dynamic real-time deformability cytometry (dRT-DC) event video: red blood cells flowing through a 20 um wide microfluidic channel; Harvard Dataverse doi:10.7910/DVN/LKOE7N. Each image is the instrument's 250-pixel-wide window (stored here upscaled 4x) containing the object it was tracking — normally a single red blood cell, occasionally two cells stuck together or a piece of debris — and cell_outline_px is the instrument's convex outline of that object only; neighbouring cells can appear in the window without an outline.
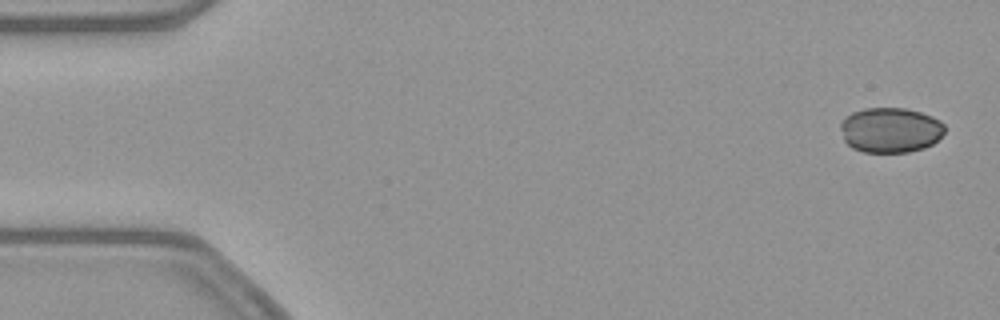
{"species": "common noctule bat (a hibernating species)", "species_latin": "Nyctalus noctula", "temperature_condition": "warm", "stored_images_in_passage": 53, "camera_frame_rate_fps": 3000, "um_per_image_px": 0.085, "animal": {"sex": "female", "body_mass_g": 21.9}, "frame": {"image": 1, "passage_image": 2, "time_ms": 0.333, "image_size_px": [1000, 320], "cell_outline_px": [[944, 132], [932, 144], [924, 148], [908, 152], [864, 152], [852, 148], [844, 140], [840, 128], [840, 124], [852, 112], [864, 108], [904, 108], [920, 112], [932, 116], [940, 120], [944, 124]], "centroid_in_image_um": [75.68, 11.05], "position_along_channel_um": 9.3, "area_um2": 27.34}}
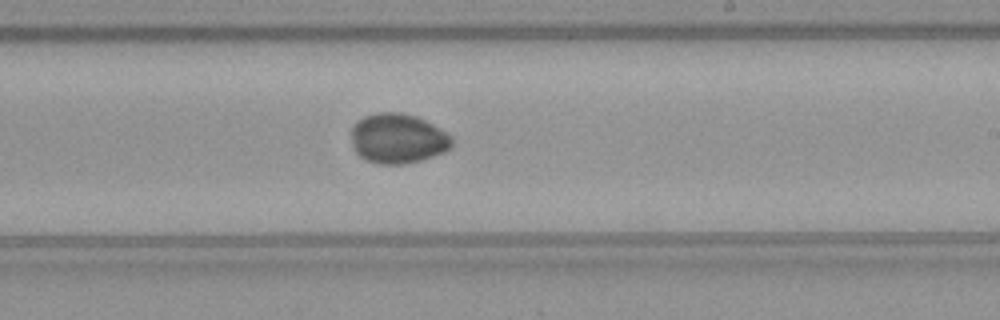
{"frame": {"image": 2, "passage_image": 31, "time_ms": 10.0, "image_size_px": [1000, 320], "cell_outline_px": [[452, 144], [444, 152], [420, 160], [404, 164], [380, 164], [368, 160], [360, 156], [352, 148], [348, 132], [352, 124], [356, 120], [364, 116], [376, 112], [400, 112], [416, 116], [440, 128], [452, 136]], "centroid_in_image_um": [33.74, 11.75], "position_along_channel_um": 255.3, "area_um2": 29.65}}
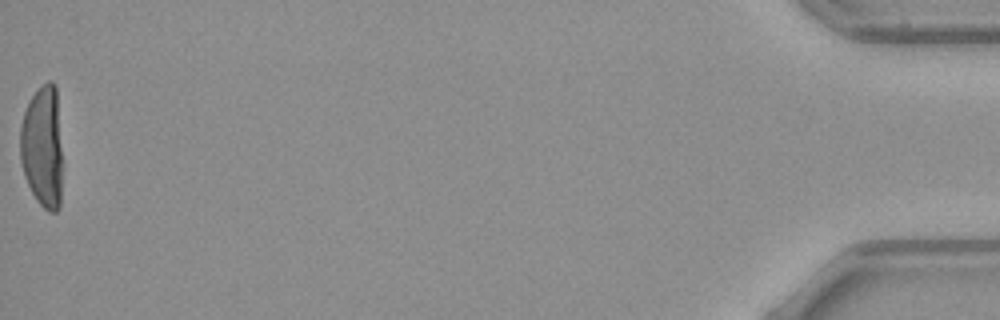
{"frame": {"image": 3, "passage_image": 53, "time_ms": 17.333, "image_size_px": [1000, 320], "cell_outline_px": [[60, 208], [56, 212], [48, 212], [36, 200], [24, 176], [20, 160], [20, 128], [24, 112], [32, 96], [48, 80], [52, 80], [56, 84], [60, 148]], "centroid_in_image_um": [3.59, 12.5], "position_along_channel_um": 431.6, "area_um2": 29.65}, "authors_computed_cell_mechanics": {"area_um2": 29.3046, "velocity_mm_per_s": 3.8864, "shape_relaxation_time_tau1_ms": 9.8675, "shape_relaxation_time_tau2_ms": null, "deformation_change_tau1": 0.1331, "deformation_change_tau2": null}}